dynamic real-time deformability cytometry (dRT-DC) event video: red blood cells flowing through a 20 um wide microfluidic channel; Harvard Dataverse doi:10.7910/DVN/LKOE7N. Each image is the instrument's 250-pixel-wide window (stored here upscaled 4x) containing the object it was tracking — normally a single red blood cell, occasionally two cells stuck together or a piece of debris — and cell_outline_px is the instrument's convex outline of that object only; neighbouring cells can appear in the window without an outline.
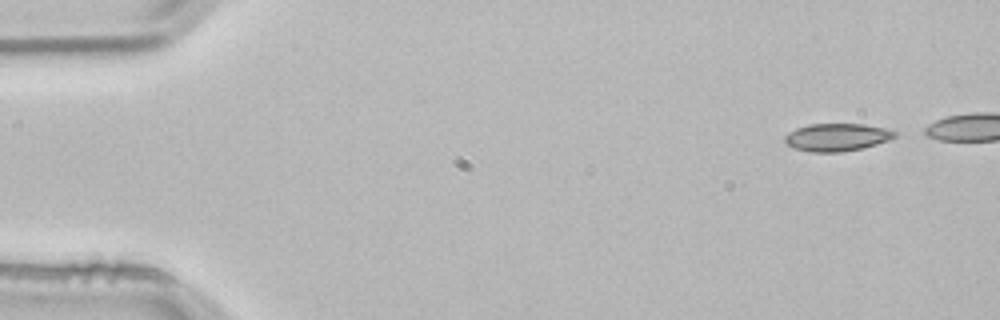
{"species": "common noctule bat (a hibernating species)", "species_latin": "Nyctalus noctula", "temperature_condition": "room temperature", "stored_images_in_passage": 4, "camera_frame_rate_fps": 3000, "um_per_image_px": 0.085, "animal": {"sex": "male", "body_mass_g": 21.5, "forearm_length_mm": 52.0}, "frame": {"image": 1, "passage_image": 1, "time_ms": 0.0, "image_size_px": [1000, 320], "cell_outline_px": [[896, 136], [888, 140], [864, 148], [840, 152], [808, 152], [796, 148], [788, 144], [784, 140], [784, 136], [788, 132], [796, 128], [808, 124], [864, 124], [884, 128], [896, 132]], "centroid_in_image_um": [71.12, 11.66], "position_along_channel_um": 13.9, "area_um2": 17.69}}